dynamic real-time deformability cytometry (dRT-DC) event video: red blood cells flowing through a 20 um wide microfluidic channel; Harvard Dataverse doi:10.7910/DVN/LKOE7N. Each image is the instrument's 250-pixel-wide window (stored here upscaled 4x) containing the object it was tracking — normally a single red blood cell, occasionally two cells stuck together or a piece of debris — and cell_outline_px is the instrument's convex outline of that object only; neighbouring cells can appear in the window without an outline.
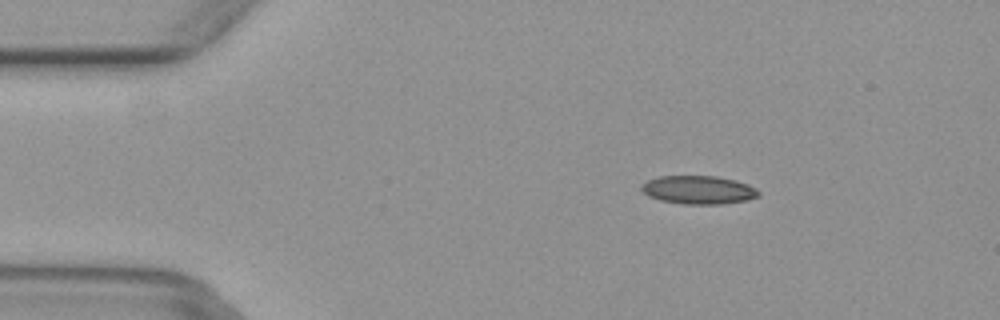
{"species": "common noctule bat (a hibernating species)", "species_latin": "Nyctalus noctula", "temperature_condition": "warm", "stored_images_in_passage": 4, "camera_frame_rate_fps": 3000, "um_per_image_px": 0.085, "animal": {"sex": "female", "body_mass_g": 29.2, "forearm_length_mm": 56.3}, "frame": {"image": 1, "passage_image": 2, "time_ms": 0.333, "image_size_px": [1000, 320], "cell_outline_px": [[760, 196], [748, 200], [724, 204], [684, 204], [660, 200], [648, 196], [640, 188], [640, 184], [648, 180], [660, 176], [716, 176], [736, 180], [748, 184], [756, 188], [760, 192]], "centroid_in_image_um": [59.39, 16.14], "position_along_channel_um": 25.6, "area_um2": 19.54}}